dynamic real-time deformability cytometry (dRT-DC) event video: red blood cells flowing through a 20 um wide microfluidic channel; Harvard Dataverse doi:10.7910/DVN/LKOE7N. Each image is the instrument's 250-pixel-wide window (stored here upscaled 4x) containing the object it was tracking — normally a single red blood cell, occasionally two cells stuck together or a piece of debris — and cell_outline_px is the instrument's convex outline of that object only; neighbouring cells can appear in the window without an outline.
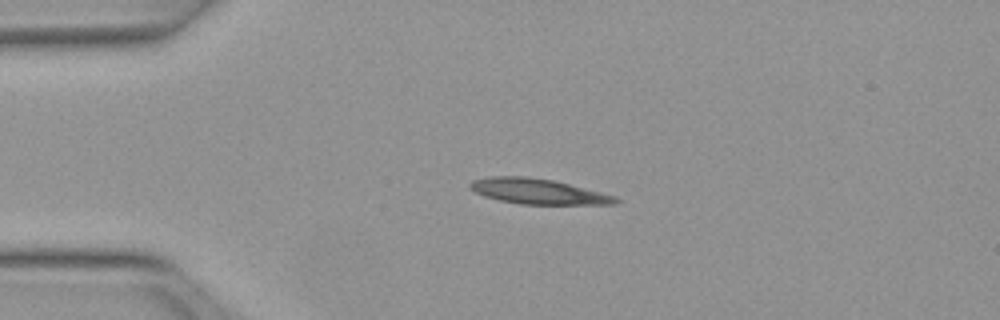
{"species": "Egyptian fruit bat (a non-hibernating species)", "species_latin": "Rousettus aegyptiacus", "temperature_condition": "warm", "stored_images_in_passage": 40, "camera_frame_rate_fps": 3000, "um_per_image_px": 0.085, "animal": {"sex": "female"}, "frame": {"image": 1, "passage_image": 1, "time_ms": 0.0, "image_size_px": [1000, 320], "cell_outline_px": [[620, 200], [616, 204], [520, 204], [500, 200], [484, 196], [468, 188], [468, 184], [472, 180], [488, 176], [524, 176], [552, 180], [616, 196]], "centroid_in_image_um": [45.68, 16.26], "position_along_channel_um": 39.3, "area_um2": 21.33}}
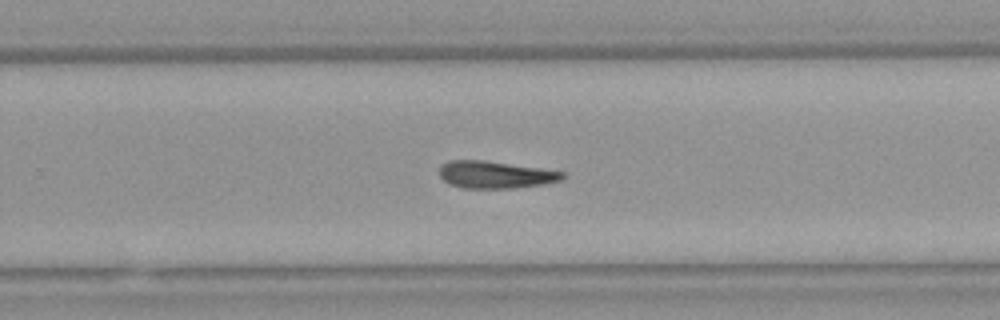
{"frame": {"image": 2, "passage_image": 22, "time_ms": 7.0, "image_size_px": [1000, 320], "cell_outline_px": [[568, 176], [564, 180], [544, 184], [512, 188], [464, 188], [448, 184], [440, 176], [440, 164], [448, 160], [484, 160], [568, 172]], "centroid_in_image_um": [42.15, 14.84], "position_along_channel_um": 287.6, "area_um2": 19.83}}
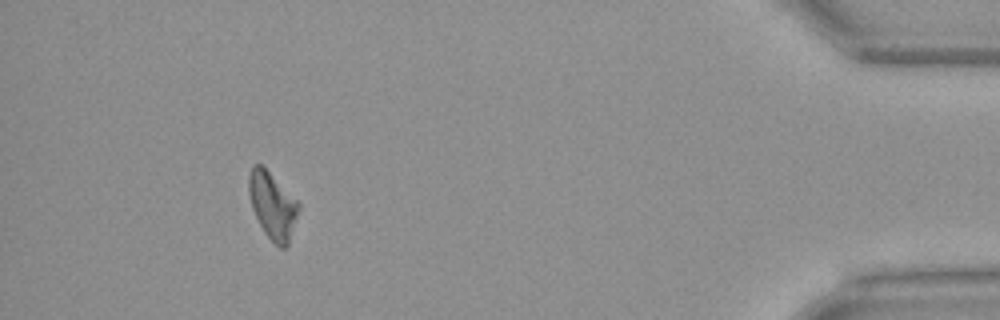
{"frame": {"image": 3, "passage_image": 36, "time_ms": 11.667, "image_size_px": [1000, 320], "cell_outline_px": [[300, 208], [288, 248], [280, 248], [264, 232], [252, 208], [248, 192], [248, 176], [252, 164], [264, 164], [300, 204]], "centroid_in_image_um": [23.17, 17.43], "position_along_channel_um": 412.0, "area_um2": 19.71}}